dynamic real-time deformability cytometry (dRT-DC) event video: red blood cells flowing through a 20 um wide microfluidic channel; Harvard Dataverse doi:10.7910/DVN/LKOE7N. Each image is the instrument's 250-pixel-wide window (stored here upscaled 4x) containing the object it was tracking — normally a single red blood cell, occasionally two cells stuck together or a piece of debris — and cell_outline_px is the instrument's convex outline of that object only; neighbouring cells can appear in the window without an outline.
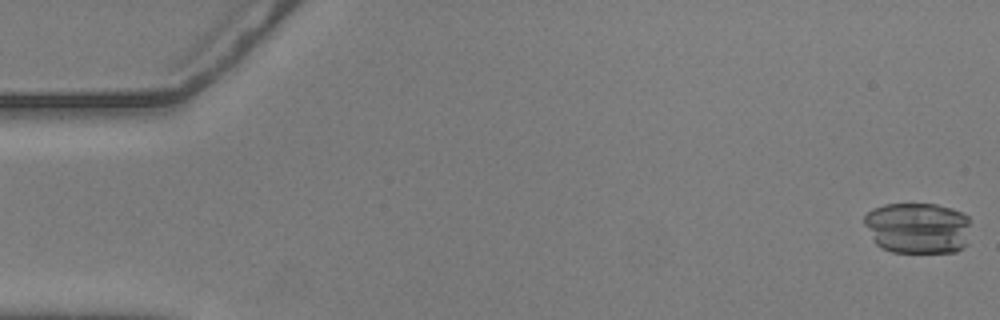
{"species": "common noctule bat (a hibernating species)", "species_latin": "Nyctalus noctula", "temperature_condition": "warm", "stored_images_in_passage": 17, "camera_frame_rate_fps": 3000, "um_per_image_px": 0.085, "animal": {"sex": "male", "body_mass_g": 20.5, "forearm_length_mm": 52.5}, "frame": {"image": 1, "passage_image": 1, "time_ms": 0.0, "image_size_px": [1000, 320], "cell_outline_px": [[968, 244], [964, 248], [956, 252], [892, 252], [880, 248], [872, 240], [864, 224], [864, 216], [872, 208], [884, 204], [936, 204], [952, 208], [968, 216]], "centroid_in_image_um": [77.98, 19.38], "position_along_channel_um": 7.0, "area_um2": 32.19}}
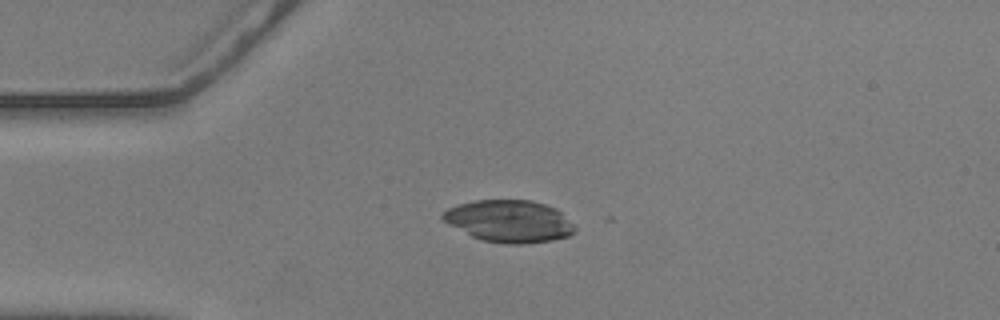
{"frame": {"image": 2, "passage_image": 14, "time_ms": 4.333, "image_size_px": [1000, 320], "cell_outline_px": [[576, 228], [568, 236], [552, 240], [524, 244], [504, 244], [484, 240], [472, 236], [448, 224], [440, 216], [448, 208], [472, 200], [532, 200], [556, 208]], "centroid_in_image_um": [43.27, 18.8], "position_along_channel_um": 41.7, "area_um2": 32.14}}